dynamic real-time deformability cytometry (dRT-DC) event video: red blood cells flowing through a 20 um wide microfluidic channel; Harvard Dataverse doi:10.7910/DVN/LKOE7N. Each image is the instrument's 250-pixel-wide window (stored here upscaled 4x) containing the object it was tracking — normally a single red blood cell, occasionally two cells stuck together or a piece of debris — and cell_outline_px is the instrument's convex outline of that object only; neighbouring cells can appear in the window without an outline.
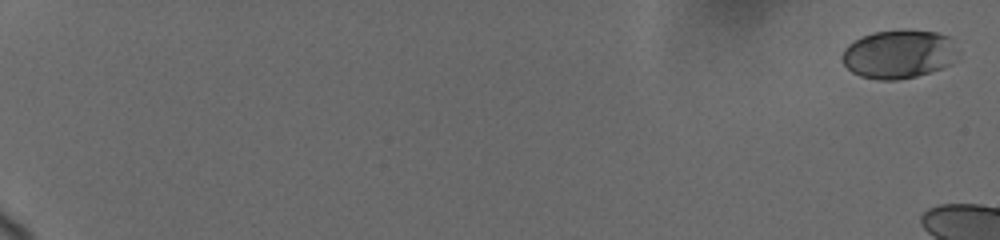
{"species": "human", "species_latin": "Homo sapiens", "temperature_condition": "cold", "stored_images_in_passage": 5, "camera_frame_rate_fps": 3000, "um_per_image_px": 0.085, "donor": {"sex": "female"}, "frame": {"image": 1, "passage_image": 1, "time_ms": 0.0, "image_size_px": [1000, 240], "cell_outline_px": [[948, 64], [940, 68], [916, 76], [896, 80], [880, 80], [860, 76], [852, 72], [840, 60], [840, 56], [844, 48], [848, 44], [872, 32], [904, 28], [936, 32], [948, 36]], "centroid_in_image_um": [76.19, 4.59], "position_along_channel_um": 8.8, "area_um2": 31.85}}